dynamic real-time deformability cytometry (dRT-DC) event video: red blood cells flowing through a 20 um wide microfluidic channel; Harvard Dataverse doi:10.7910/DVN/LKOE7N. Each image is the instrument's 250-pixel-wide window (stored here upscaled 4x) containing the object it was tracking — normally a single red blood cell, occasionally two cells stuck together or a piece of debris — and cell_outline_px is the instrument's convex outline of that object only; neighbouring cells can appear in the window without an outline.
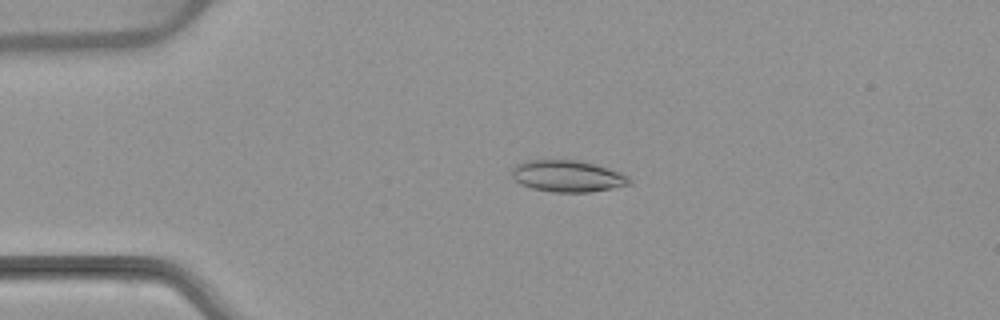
{"species": "common noctule bat (a hibernating species)", "species_latin": "Nyctalus noctula", "temperature_condition": "warm", "stored_images_in_passage": 53, "camera_frame_rate_fps": 3000, "um_per_image_px": 0.085, "animal": {"sex": "female", "body_mass_g": 22.7, "forearm_length_mm": 54.2}, "frame": {"image": 1, "passage_image": 12, "time_ms": 3.667, "image_size_px": [1000, 320], "cell_outline_px": [[632, 180], [628, 184], [612, 188], [588, 192], [552, 192], [532, 188], [516, 180], [512, 176], [512, 168], [516, 164], [528, 160], [572, 160], [592, 164], [628, 176]], "centroid_in_image_um": [48.19, 14.98], "position_along_channel_um": 36.8, "area_um2": 21.04}}
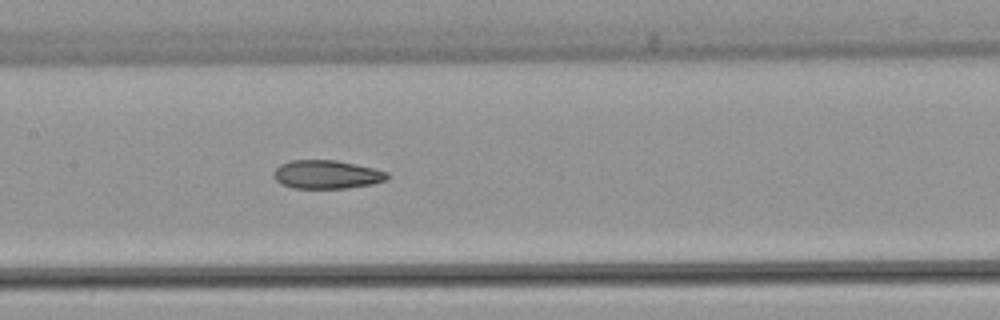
{"frame": {"image": 2, "passage_image": 26, "time_ms": 8.333, "image_size_px": [1000, 320], "cell_outline_px": [[388, 180], [372, 184], [348, 188], [292, 188], [280, 184], [276, 180], [276, 168], [280, 164], [292, 160], [336, 160], [372, 168], [388, 172]], "centroid_in_image_um": [27.79, 14.84], "position_along_channel_um": 179.6, "area_um2": 18.73}}
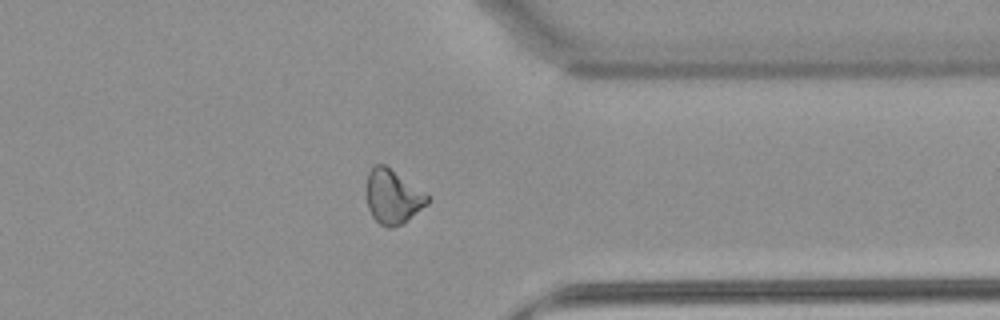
{"frame": {"image": 3, "passage_image": 42, "time_ms": 13.667, "image_size_px": [1000, 320], "cell_outline_px": [[428, 204], [404, 224], [392, 228], [388, 228], [380, 224], [372, 216], [368, 208], [364, 192], [364, 188], [368, 172], [376, 164], [384, 164], [428, 196]], "centroid_in_image_um": [33.32, 16.75], "position_along_channel_um": 378.1, "area_um2": 19.36}, "authors_computed_cell_mechanics": {"area_um2": 19.8832, "velocity_mm_per_s": 3.8432, "shape_relaxation_time_tau1_ms": null, "shape_relaxation_time_tau2_ms": 3.1621, "deformation_change_tau1": null, "deformation_change_tau2": 0.0935}}